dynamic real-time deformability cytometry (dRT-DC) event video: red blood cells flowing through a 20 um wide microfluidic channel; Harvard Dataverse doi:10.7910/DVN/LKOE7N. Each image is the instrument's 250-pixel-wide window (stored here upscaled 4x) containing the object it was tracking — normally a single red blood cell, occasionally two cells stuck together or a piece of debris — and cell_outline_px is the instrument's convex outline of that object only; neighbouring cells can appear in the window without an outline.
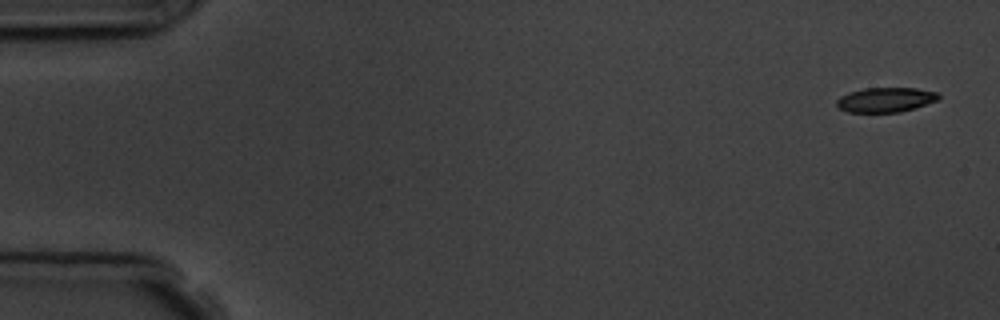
{"species": "common noctule bat (a hibernating species)", "species_latin": "Nyctalus noctula", "temperature_condition": "room temperature", "stored_images_in_passage": 7, "camera_frame_rate_fps": 3000, "um_per_image_px": 0.085, "animal": {"sex": "male", "body_mass_g": 19.5, "forearm_length_mm": 54.6}, "frame": {"image": 1, "passage_image": 1, "time_ms": 0.0, "image_size_px": [1000, 320], "cell_outline_px": [[940, 96], [936, 100], [916, 108], [900, 112], [848, 112], [840, 108], [836, 104], [836, 100], [840, 96], [848, 92], [864, 88], [916, 88], [940, 92]], "centroid_in_image_um": [75.28, 8.47], "position_along_channel_um": 9.7, "area_um2": 14.74}}
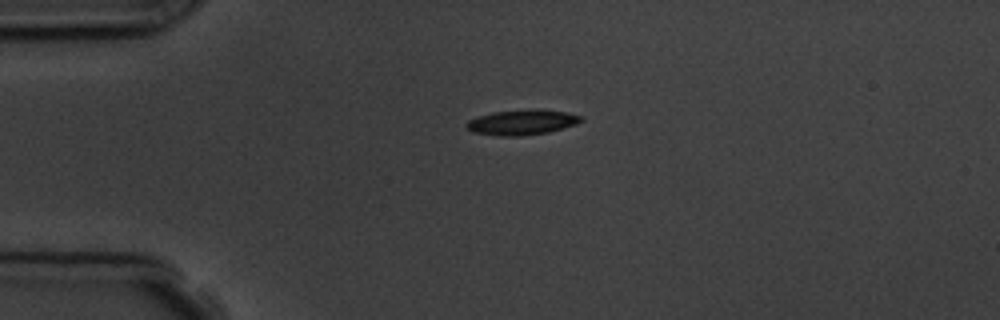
{"frame": {"image": 2, "passage_image": 4, "time_ms": 3.667, "image_size_px": [1000, 320], "cell_outline_px": [[584, 120], [576, 124], [548, 132], [520, 136], [496, 136], [472, 132], [464, 124], [468, 120], [476, 116], [492, 112], [532, 108], [540, 108], [564, 112], [580, 116]], "centroid_in_image_um": [44.32, 10.38], "position_along_channel_um": 40.7, "area_um2": 17.05}}